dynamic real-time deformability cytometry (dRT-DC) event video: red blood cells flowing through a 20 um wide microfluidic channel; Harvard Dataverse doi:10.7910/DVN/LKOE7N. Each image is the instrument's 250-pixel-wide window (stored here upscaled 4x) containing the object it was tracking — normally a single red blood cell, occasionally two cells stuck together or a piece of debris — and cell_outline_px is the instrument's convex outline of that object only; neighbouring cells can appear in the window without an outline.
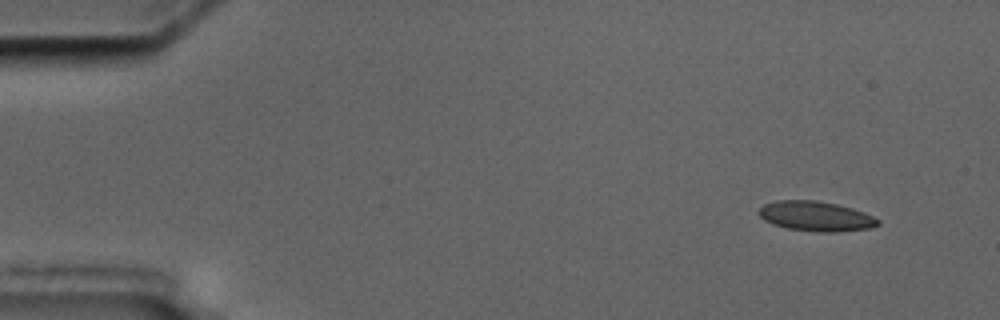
{"species": "common noctule bat (a hibernating species)", "species_latin": "Nyctalus noctula", "temperature_condition": "cold", "stored_images_in_passage": 7, "camera_frame_rate_fps": 3000, "um_per_image_px": 0.085, "animal": {"sex": "male", "body_mass_g": 17.5, "forearm_length_mm": 52.3}, "frame": {"image": 1, "passage_image": 1, "time_ms": 0.0, "image_size_px": [1000, 320], "cell_outline_px": [[880, 224], [872, 228], [836, 232], [816, 232], [788, 228], [772, 224], [764, 220], [756, 212], [764, 204], [780, 200], [816, 200], [836, 204], [852, 208], [864, 212], [880, 220]], "centroid_in_image_um": [69.35, 18.38], "position_along_channel_um": 15.6, "area_um2": 20.81}}
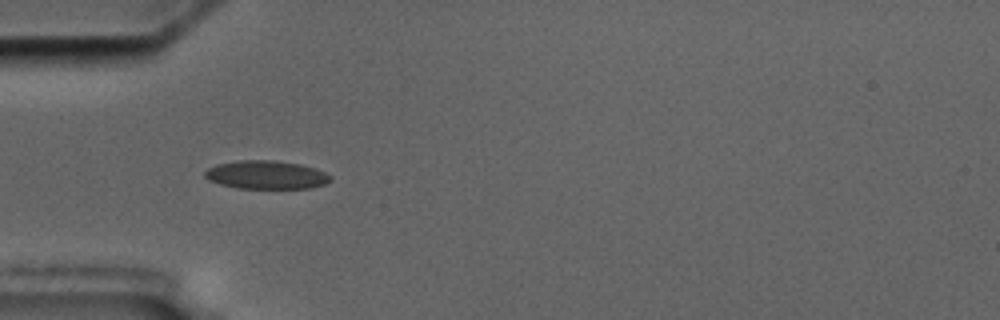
{"frame": {"image": 2, "passage_image": 5, "time_ms": 4.333, "image_size_px": [1000, 320], "cell_outline_px": [[332, 180], [324, 184], [312, 188], [240, 188], [220, 184], [208, 180], [204, 176], [204, 172], [208, 168], [216, 164], [240, 160], [272, 160], [300, 164], [316, 168], [332, 176]], "centroid_in_image_um": [22.64, 14.86], "position_along_channel_um": 62.4, "area_um2": 20.81}}
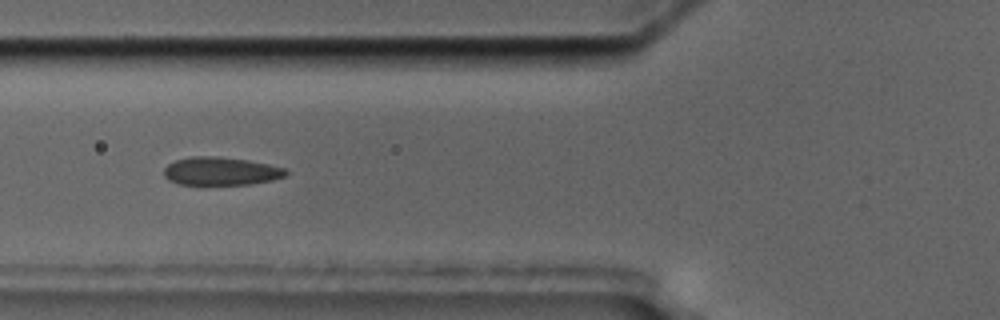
{"frame": {"image": 3, "passage_image": 6, "time_ms": 5.667, "image_size_px": [1000, 320], "cell_outline_px": [[288, 176], [272, 180], [248, 184], [180, 184], [168, 180], [164, 176], [164, 168], [168, 164], [176, 160], [192, 156], [216, 156], [248, 160], [268, 164], [284, 168], [288, 172]], "centroid_in_image_um": [18.78, 14.54], "position_along_channel_um": 107.0, "area_um2": 19.94}}